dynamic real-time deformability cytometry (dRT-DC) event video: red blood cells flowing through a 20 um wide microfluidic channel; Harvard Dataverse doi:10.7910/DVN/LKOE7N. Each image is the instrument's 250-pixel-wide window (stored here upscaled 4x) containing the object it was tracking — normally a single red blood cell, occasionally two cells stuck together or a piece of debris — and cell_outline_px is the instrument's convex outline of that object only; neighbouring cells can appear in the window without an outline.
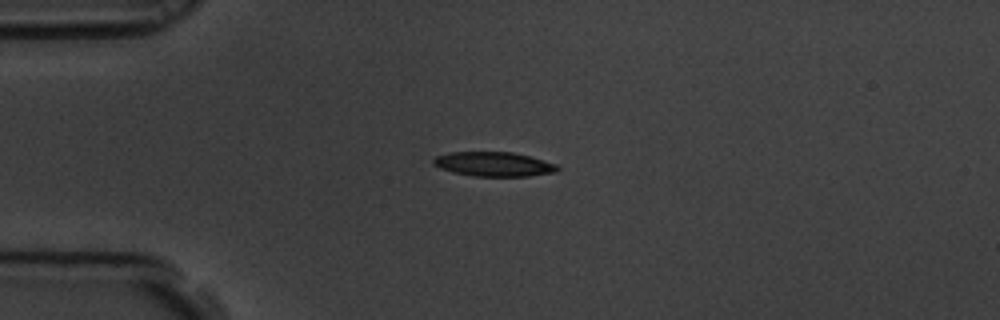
{"species": "common noctule bat (a hibernating species)", "species_latin": "Nyctalus noctula", "temperature_condition": "room temperature", "stored_images_in_passage": 29, "camera_frame_rate_fps": 3000, "um_per_image_px": 0.085, "animal": {"sex": "male", "body_mass_g": 19.5, "forearm_length_mm": 54.6}, "frame": {"image": 1, "passage_image": 1, "time_ms": 0.0, "image_size_px": [1000, 320], "cell_outline_px": [[560, 168], [556, 172], [528, 176], [472, 176], [452, 172], [440, 168], [432, 164], [432, 160], [436, 156], [452, 152], [512, 152], [528, 156], [556, 164]], "centroid_in_image_um": [41.94, 13.96], "position_along_channel_um": 43.1, "area_um2": 17.57}}
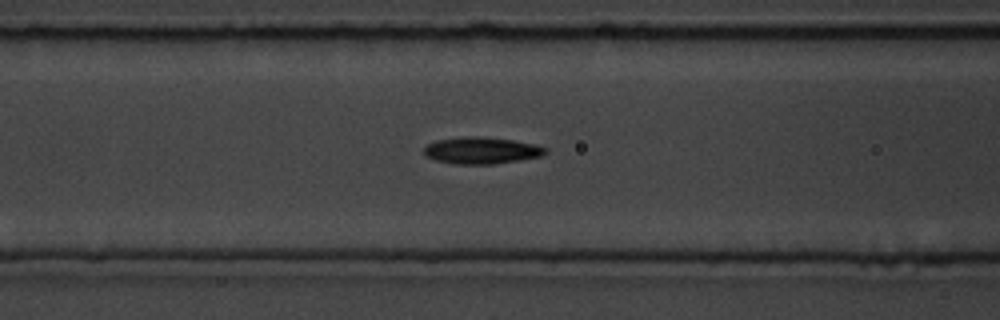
{"frame": {"image": 2, "passage_image": 10, "time_ms": 3.0, "image_size_px": [1000, 320], "cell_outline_px": [[548, 152], [540, 156], [492, 164], [456, 164], [436, 160], [424, 156], [424, 148], [428, 144], [436, 140], [464, 136], [480, 136], [512, 140], [536, 144], [548, 148]], "centroid_in_image_um": [40.91, 12.78], "position_along_channel_um": 125.7, "area_um2": 18.9}}
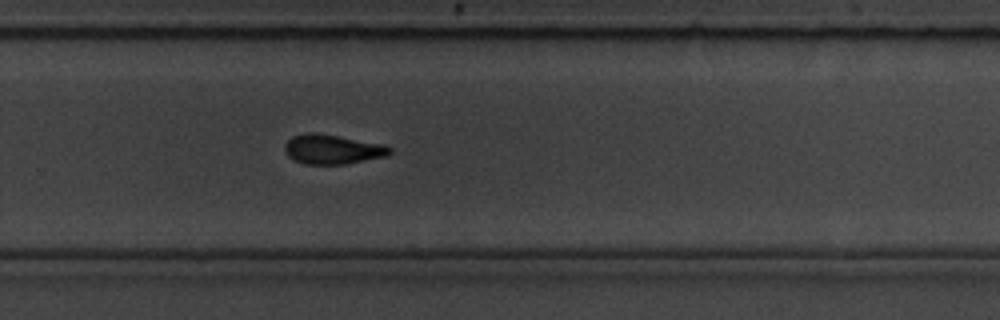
{"frame": {"image": 3, "passage_image": 25, "time_ms": 8.0, "image_size_px": [1000, 320], "cell_outline_px": [[392, 152], [388, 156], [344, 164], [304, 164], [288, 156], [284, 148], [284, 144], [292, 136], [308, 132], [312, 132], [384, 144], [392, 148]], "centroid_in_image_um": [28.27, 12.69], "position_along_channel_um": 301.5, "area_um2": 17.98}}